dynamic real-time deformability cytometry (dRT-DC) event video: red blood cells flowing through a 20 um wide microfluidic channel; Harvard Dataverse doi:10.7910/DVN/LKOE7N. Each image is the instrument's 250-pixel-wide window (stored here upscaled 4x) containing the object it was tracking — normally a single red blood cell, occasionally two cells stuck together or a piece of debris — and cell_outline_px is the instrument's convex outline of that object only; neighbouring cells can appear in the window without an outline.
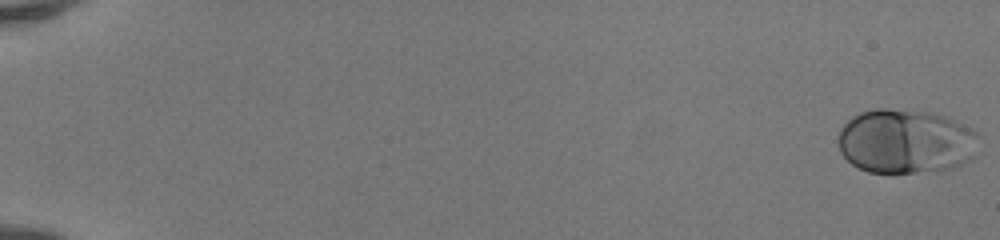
{"species": "human", "species_latin": "Homo sapiens", "temperature_condition": "room temperature", "stored_images_in_passage": 51, "camera_frame_rate_fps": 3000, "um_per_image_px": 0.085, "donor": {"sex": "female"}, "frame": {"image": 1, "passage_image": 1, "time_ms": 0.0, "image_size_px": [1000, 240], "cell_outline_px": [[976, 156], [972, 160], [952, 168], [892, 176], [868, 172], [852, 164], [840, 152], [836, 140], [836, 136], [840, 128], [852, 116], [860, 112], [880, 108], [884, 108], [928, 112], [944, 116], [956, 120], [976, 132]], "centroid_in_image_um": [76.94, 12.05], "position_along_channel_um": 8.1, "area_um2": 53.75}}
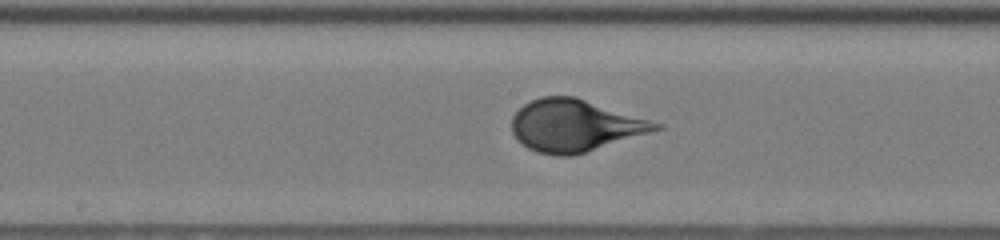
{"frame": {"image": 2, "passage_image": 29, "time_ms": 9.333, "image_size_px": [1000, 240], "cell_outline_px": [[664, 128], [572, 156], [556, 156], [536, 152], [528, 148], [512, 132], [512, 116], [524, 104], [540, 96], [576, 96], [664, 124]], "centroid_in_image_um": [48.88, 10.66], "position_along_channel_um": 199.3, "area_um2": 43.52}}
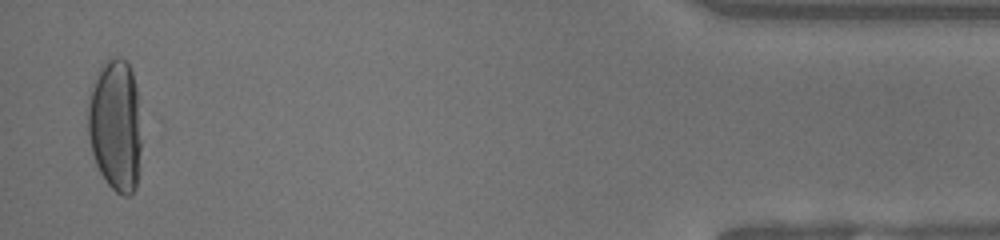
{"frame": {"image": 3, "passage_image": 50, "time_ms": 16.333, "image_size_px": [1000, 240], "cell_outline_px": [[140, 168], [136, 188], [128, 196], [120, 196], [104, 180], [96, 164], [92, 152], [88, 136], [88, 104], [92, 88], [100, 64], [108, 56], [116, 56], [128, 60], [132, 72], [136, 88], [140, 140]], "centroid_in_image_um": [9.81, 10.65], "position_along_channel_um": 425.4, "area_um2": 41.56}}